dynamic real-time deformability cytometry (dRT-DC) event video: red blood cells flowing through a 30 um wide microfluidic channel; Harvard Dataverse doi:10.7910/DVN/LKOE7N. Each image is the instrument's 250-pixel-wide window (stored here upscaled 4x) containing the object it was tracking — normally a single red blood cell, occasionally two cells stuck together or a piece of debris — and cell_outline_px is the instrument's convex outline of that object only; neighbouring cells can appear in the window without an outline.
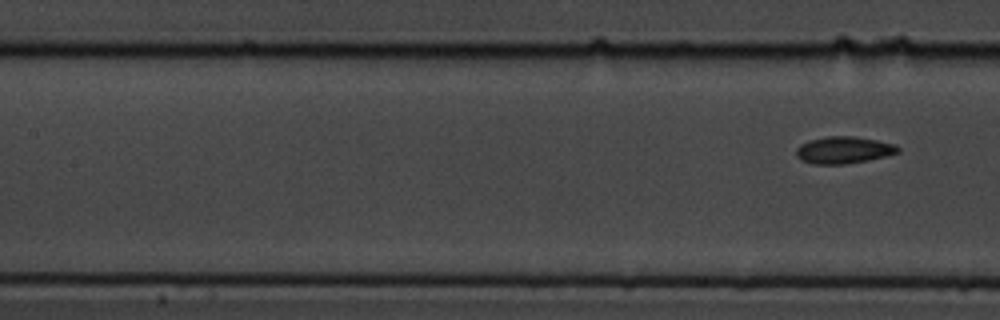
{"species": "common noctule bat (a hibernating species)", "species_latin": "Nyctalus noctula", "temperature_condition": "cold", "stored_images_in_passage": 9, "segment_of_instrument_passage": [2, 2], "camera_frame_rate_fps": 3000, "um_per_image_px": 0.085, "animal": {"sex": "male", "body_mass_g": 19.5, "forearm_length_mm": 54.6}, "frame": {"image": 1, "passage_image": 9, "time_ms": 2.667, "image_size_px": [1000, 320], "cell_outline_px": [[900, 152], [868, 160], [844, 164], [812, 164], [800, 160], [796, 156], [796, 148], [800, 144], [808, 140], [828, 136], [852, 136], [876, 140], [896, 144], [900, 148]], "centroid_in_image_um": [71.68, 12.75], "position_along_channel_um": 135.7, "area_um2": 16.07}}